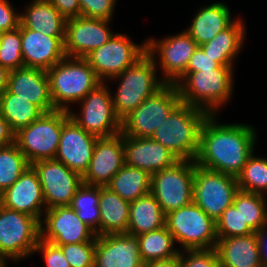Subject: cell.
Here are the masks:
<instances>
[{
    "label": "cell",
    "mask_w": 267,
    "mask_h": 267,
    "mask_svg": "<svg viewBox=\"0 0 267 267\" xmlns=\"http://www.w3.org/2000/svg\"><path fill=\"white\" fill-rule=\"evenodd\" d=\"M216 115H208L200 130L197 165L221 173L237 175L255 150L257 133L243 123L218 124Z\"/></svg>",
    "instance_id": "6da1fadb"
},
{
    "label": "cell",
    "mask_w": 267,
    "mask_h": 267,
    "mask_svg": "<svg viewBox=\"0 0 267 267\" xmlns=\"http://www.w3.org/2000/svg\"><path fill=\"white\" fill-rule=\"evenodd\" d=\"M233 66H219L197 72H185L174 84L182 103L217 115L218 108L232 97Z\"/></svg>",
    "instance_id": "7a4b0ae2"
},
{
    "label": "cell",
    "mask_w": 267,
    "mask_h": 267,
    "mask_svg": "<svg viewBox=\"0 0 267 267\" xmlns=\"http://www.w3.org/2000/svg\"><path fill=\"white\" fill-rule=\"evenodd\" d=\"M208 115L203 109L180 102L150 138L170 150L179 160L195 161L201 126Z\"/></svg>",
    "instance_id": "3957f363"
},
{
    "label": "cell",
    "mask_w": 267,
    "mask_h": 267,
    "mask_svg": "<svg viewBox=\"0 0 267 267\" xmlns=\"http://www.w3.org/2000/svg\"><path fill=\"white\" fill-rule=\"evenodd\" d=\"M50 96L54 108L69 111L70 103H78L101 83L85 58L65 56L47 70Z\"/></svg>",
    "instance_id": "277c9868"
},
{
    "label": "cell",
    "mask_w": 267,
    "mask_h": 267,
    "mask_svg": "<svg viewBox=\"0 0 267 267\" xmlns=\"http://www.w3.org/2000/svg\"><path fill=\"white\" fill-rule=\"evenodd\" d=\"M156 72L155 61L146 52L131 67L111 79L120 82L116 94L112 95V101L121 121L166 84L162 78H157Z\"/></svg>",
    "instance_id": "5b68a950"
},
{
    "label": "cell",
    "mask_w": 267,
    "mask_h": 267,
    "mask_svg": "<svg viewBox=\"0 0 267 267\" xmlns=\"http://www.w3.org/2000/svg\"><path fill=\"white\" fill-rule=\"evenodd\" d=\"M68 117V111L56 109L43 113L15 133L14 143L30 165L39 160L55 159L62 125Z\"/></svg>",
    "instance_id": "8992f818"
},
{
    "label": "cell",
    "mask_w": 267,
    "mask_h": 267,
    "mask_svg": "<svg viewBox=\"0 0 267 267\" xmlns=\"http://www.w3.org/2000/svg\"><path fill=\"white\" fill-rule=\"evenodd\" d=\"M165 225L183 250L216 246V222L193 202L166 214Z\"/></svg>",
    "instance_id": "52a82bcc"
},
{
    "label": "cell",
    "mask_w": 267,
    "mask_h": 267,
    "mask_svg": "<svg viewBox=\"0 0 267 267\" xmlns=\"http://www.w3.org/2000/svg\"><path fill=\"white\" fill-rule=\"evenodd\" d=\"M180 102L177 86L165 84L121 121V134L137 138L151 137Z\"/></svg>",
    "instance_id": "ba28073f"
},
{
    "label": "cell",
    "mask_w": 267,
    "mask_h": 267,
    "mask_svg": "<svg viewBox=\"0 0 267 267\" xmlns=\"http://www.w3.org/2000/svg\"><path fill=\"white\" fill-rule=\"evenodd\" d=\"M195 166L193 160H179L172 167L152 174L150 193L165 215L193 202Z\"/></svg>",
    "instance_id": "9c48e42d"
},
{
    "label": "cell",
    "mask_w": 267,
    "mask_h": 267,
    "mask_svg": "<svg viewBox=\"0 0 267 267\" xmlns=\"http://www.w3.org/2000/svg\"><path fill=\"white\" fill-rule=\"evenodd\" d=\"M40 222L33 216L0 205V253L17 262L34 254Z\"/></svg>",
    "instance_id": "30bf717a"
},
{
    "label": "cell",
    "mask_w": 267,
    "mask_h": 267,
    "mask_svg": "<svg viewBox=\"0 0 267 267\" xmlns=\"http://www.w3.org/2000/svg\"><path fill=\"white\" fill-rule=\"evenodd\" d=\"M238 190L235 176L206 169L196 164L192 190L193 203L215 222L233 204Z\"/></svg>",
    "instance_id": "8fae6325"
},
{
    "label": "cell",
    "mask_w": 267,
    "mask_h": 267,
    "mask_svg": "<svg viewBox=\"0 0 267 267\" xmlns=\"http://www.w3.org/2000/svg\"><path fill=\"white\" fill-rule=\"evenodd\" d=\"M78 103L81 106L80 114L68 111L73 119L86 132L97 137H111L121 133V120L115 113L110 88L101 82Z\"/></svg>",
    "instance_id": "7c38bea8"
},
{
    "label": "cell",
    "mask_w": 267,
    "mask_h": 267,
    "mask_svg": "<svg viewBox=\"0 0 267 267\" xmlns=\"http://www.w3.org/2000/svg\"><path fill=\"white\" fill-rule=\"evenodd\" d=\"M146 51V41L138 45L127 35L115 33L108 42L93 50L85 59L98 79L104 82L131 67Z\"/></svg>",
    "instance_id": "4fadbf2b"
},
{
    "label": "cell",
    "mask_w": 267,
    "mask_h": 267,
    "mask_svg": "<svg viewBox=\"0 0 267 267\" xmlns=\"http://www.w3.org/2000/svg\"><path fill=\"white\" fill-rule=\"evenodd\" d=\"M31 166L40 180L46 210L71 204L76 190L83 183L79 173L56 159L35 161Z\"/></svg>",
    "instance_id": "5bb4252c"
},
{
    "label": "cell",
    "mask_w": 267,
    "mask_h": 267,
    "mask_svg": "<svg viewBox=\"0 0 267 267\" xmlns=\"http://www.w3.org/2000/svg\"><path fill=\"white\" fill-rule=\"evenodd\" d=\"M146 45V52L153 57L157 67L160 65L166 84H174L185 73L189 60L198 47L195 40L184 30L163 40L147 39ZM157 54L159 60L155 59Z\"/></svg>",
    "instance_id": "9a60e30c"
},
{
    "label": "cell",
    "mask_w": 267,
    "mask_h": 267,
    "mask_svg": "<svg viewBox=\"0 0 267 267\" xmlns=\"http://www.w3.org/2000/svg\"><path fill=\"white\" fill-rule=\"evenodd\" d=\"M40 222V238L55 245L94 241L95 232L81 221L69 206L47 209ZM45 226V227H44Z\"/></svg>",
    "instance_id": "2e32d148"
},
{
    "label": "cell",
    "mask_w": 267,
    "mask_h": 267,
    "mask_svg": "<svg viewBox=\"0 0 267 267\" xmlns=\"http://www.w3.org/2000/svg\"><path fill=\"white\" fill-rule=\"evenodd\" d=\"M111 20L77 16L66 20L64 52L68 57L85 58L108 42L114 33Z\"/></svg>",
    "instance_id": "e0dca14e"
},
{
    "label": "cell",
    "mask_w": 267,
    "mask_h": 267,
    "mask_svg": "<svg viewBox=\"0 0 267 267\" xmlns=\"http://www.w3.org/2000/svg\"><path fill=\"white\" fill-rule=\"evenodd\" d=\"M99 137L86 132L68 117L63 125L55 159L81 176L88 170L95 143Z\"/></svg>",
    "instance_id": "ac0fdd59"
},
{
    "label": "cell",
    "mask_w": 267,
    "mask_h": 267,
    "mask_svg": "<svg viewBox=\"0 0 267 267\" xmlns=\"http://www.w3.org/2000/svg\"><path fill=\"white\" fill-rule=\"evenodd\" d=\"M124 164V135L119 133L98 138L82 181L88 185L105 187Z\"/></svg>",
    "instance_id": "d6986e66"
},
{
    "label": "cell",
    "mask_w": 267,
    "mask_h": 267,
    "mask_svg": "<svg viewBox=\"0 0 267 267\" xmlns=\"http://www.w3.org/2000/svg\"><path fill=\"white\" fill-rule=\"evenodd\" d=\"M0 205L29 214L39 222L43 220V213L46 210L45 200L40 180L31 165L0 194Z\"/></svg>",
    "instance_id": "ffe728a7"
},
{
    "label": "cell",
    "mask_w": 267,
    "mask_h": 267,
    "mask_svg": "<svg viewBox=\"0 0 267 267\" xmlns=\"http://www.w3.org/2000/svg\"><path fill=\"white\" fill-rule=\"evenodd\" d=\"M137 236L127 233L96 238L94 267H143Z\"/></svg>",
    "instance_id": "44dd1931"
},
{
    "label": "cell",
    "mask_w": 267,
    "mask_h": 267,
    "mask_svg": "<svg viewBox=\"0 0 267 267\" xmlns=\"http://www.w3.org/2000/svg\"><path fill=\"white\" fill-rule=\"evenodd\" d=\"M65 36H48L21 25V46L24 67L48 70L61 61Z\"/></svg>",
    "instance_id": "7402d4cb"
},
{
    "label": "cell",
    "mask_w": 267,
    "mask_h": 267,
    "mask_svg": "<svg viewBox=\"0 0 267 267\" xmlns=\"http://www.w3.org/2000/svg\"><path fill=\"white\" fill-rule=\"evenodd\" d=\"M125 164L149 172L172 167L179 159L166 147L150 137L137 138L124 135Z\"/></svg>",
    "instance_id": "603a6c76"
},
{
    "label": "cell",
    "mask_w": 267,
    "mask_h": 267,
    "mask_svg": "<svg viewBox=\"0 0 267 267\" xmlns=\"http://www.w3.org/2000/svg\"><path fill=\"white\" fill-rule=\"evenodd\" d=\"M7 90L38 106L44 113L56 110L51 100L46 70L21 67L9 73Z\"/></svg>",
    "instance_id": "cb8c5ba5"
},
{
    "label": "cell",
    "mask_w": 267,
    "mask_h": 267,
    "mask_svg": "<svg viewBox=\"0 0 267 267\" xmlns=\"http://www.w3.org/2000/svg\"><path fill=\"white\" fill-rule=\"evenodd\" d=\"M215 250L220 267H262L256 232L218 238Z\"/></svg>",
    "instance_id": "d4e9b609"
},
{
    "label": "cell",
    "mask_w": 267,
    "mask_h": 267,
    "mask_svg": "<svg viewBox=\"0 0 267 267\" xmlns=\"http://www.w3.org/2000/svg\"><path fill=\"white\" fill-rule=\"evenodd\" d=\"M230 8L223 2H215L201 7L193 17L190 27L185 31L198 46L212 40L219 32L228 28L236 19H232Z\"/></svg>",
    "instance_id": "484cf974"
},
{
    "label": "cell",
    "mask_w": 267,
    "mask_h": 267,
    "mask_svg": "<svg viewBox=\"0 0 267 267\" xmlns=\"http://www.w3.org/2000/svg\"><path fill=\"white\" fill-rule=\"evenodd\" d=\"M66 20L49 0H33L20 14L22 26L48 36H65Z\"/></svg>",
    "instance_id": "4316f807"
},
{
    "label": "cell",
    "mask_w": 267,
    "mask_h": 267,
    "mask_svg": "<svg viewBox=\"0 0 267 267\" xmlns=\"http://www.w3.org/2000/svg\"><path fill=\"white\" fill-rule=\"evenodd\" d=\"M237 18L228 28L200 47L220 66H233L245 40V24Z\"/></svg>",
    "instance_id": "83f0119b"
},
{
    "label": "cell",
    "mask_w": 267,
    "mask_h": 267,
    "mask_svg": "<svg viewBox=\"0 0 267 267\" xmlns=\"http://www.w3.org/2000/svg\"><path fill=\"white\" fill-rule=\"evenodd\" d=\"M130 202L100 186V235L127 233Z\"/></svg>",
    "instance_id": "f1b7e54d"
},
{
    "label": "cell",
    "mask_w": 267,
    "mask_h": 267,
    "mask_svg": "<svg viewBox=\"0 0 267 267\" xmlns=\"http://www.w3.org/2000/svg\"><path fill=\"white\" fill-rule=\"evenodd\" d=\"M165 218L160 204L148 193L130 202L127 234L139 236L164 227Z\"/></svg>",
    "instance_id": "f546056e"
},
{
    "label": "cell",
    "mask_w": 267,
    "mask_h": 267,
    "mask_svg": "<svg viewBox=\"0 0 267 267\" xmlns=\"http://www.w3.org/2000/svg\"><path fill=\"white\" fill-rule=\"evenodd\" d=\"M151 174L126 164L112 177L106 186L128 202H132L151 190Z\"/></svg>",
    "instance_id": "4dcf8cb0"
},
{
    "label": "cell",
    "mask_w": 267,
    "mask_h": 267,
    "mask_svg": "<svg viewBox=\"0 0 267 267\" xmlns=\"http://www.w3.org/2000/svg\"><path fill=\"white\" fill-rule=\"evenodd\" d=\"M0 113L11 130L16 133L37 120L44 112L27 99L10 93L6 89L0 95Z\"/></svg>",
    "instance_id": "1f68e13d"
},
{
    "label": "cell",
    "mask_w": 267,
    "mask_h": 267,
    "mask_svg": "<svg viewBox=\"0 0 267 267\" xmlns=\"http://www.w3.org/2000/svg\"><path fill=\"white\" fill-rule=\"evenodd\" d=\"M139 240V253L143 263L158 260H167L179 255L173 235L166 225L159 229L141 234Z\"/></svg>",
    "instance_id": "d6a6232c"
},
{
    "label": "cell",
    "mask_w": 267,
    "mask_h": 267,
    "mask_svg": "<svg viewBox=\"0 0 267 267\" xmlns=\"http://www.w3.org/2000/svg\"><path fill=\"white\" fill-rule=\"evenodd\" d=\"M100 186L82 183L69 205L78 218L100 235Z\"/></svg>",
    "instance_id": "836d02e7"
},
{
    "label": "cell",
    "mask_w": 267,
    "mask_h": 267,
    "mask_svg": "<svg viewBox=\"0 0 267 267\" xmlns=\"http://www.w3.org/2000/svg\"><path fill=\"white\" fill-rule=\"evenodd\" d=\"M267 197L261 194L238 190L233 206L239 208L244 223L256 232L267 225Z\"/></svg>",
    "instance_id": "e575fe53"
},
{
    "label": "cell",
    "mask_w": 267,
    "mask_h": 267,
    "mask_svg": "<svg viewBox=\"0 0 267 267\" xmlns=\"http://www.w3.org/2000/svg\"><path fill=\"white\" fill-rule=\"evenodd\" d=\"M254 152L248 157L236 180L239 190L267 195V158L255 157Z\"/></svg>",
    "instance_id": "d590c367"
},
{
    "label": "cell",
    "mask_w": 267,
    "mask_h": 267,
    "mask_svg": "<svg viewBox=\"0 0 267 267\" xmlns=\"http://www.w3.org/2000/svg\"><path fill=\"white\" fill-rule=\"evenodd\" d=\"M30 166L15 143L0 147V194Z\"/></svg>",
    "instance_id": "8d00e7d4"
},
{
    "label": "cell",
    "mask_w": 267,
    "mask_h": 267,
    "mask_svg": "<svg viewBox=\"0 0 267 267\" xmlns=\"http://www.w3.org/2000/svg\"><path fill=\"white\" fill-rule=\"evenodd\" d=\"M0 65L9 71L24 67L21 24L17 29L0 33Z\"/></svg>",
    "instance_id": "74e56055"
},
{
    "label": "cell",
    "mask_w": 267,
    "mask_h": 267,
    "mask_svg": "<svg viewBox=\"0 0 267 267\" xmlns=\"http://www.w3.org/2000/svg\"><path fill=\"white\" fill-rule=\"evenodd\" d=\"M255 231L244 223L239 208L230 205L216 221L217 238L246 236Z\"/></svg>",
    "instance_id": "f35d334b"
},
{
    "label": "cell",
    "mask_w": 267,
    "mask_h": 267,
    "mask_svg": "<svg viewBox=\"0 0 267 267\" xmlns=\"http://www.w3.org/2000/svg\"><path fill=\"white\" fill-rule=\"evenodd\" d=\"M58 246L69 262L70 267H94L96 239L94 241Z\"/></svg>",
    "instance_id": "ab89813d"
},
{
    "label": "cell",
    "mask_w": 267,
    "mask_h": 267,
    "mask_svg": "<svg viewBox=\"0 0 267 267\" xmlns=\"http://www.w3.org/2000/svg\"><path fill=\"white\" fill-rule=\"evenodd\" d=\"M179 267H220L219 257L215 248L186 249L179 252Z\"/></svg>",
    "instance_id": "60d3db41"
},
{
    "label": "cell",
    "mask_w": 267,
    "mask_h": 267,
    "mask_svg": "<svg viewBox=\"0 0 267 267\" xmlns=\"http://www.w3.org/2000/svg\"><path fill=\"white\" fill-rule=\"evenodd\" d=\"M117 0H79L80 16L111 20Z\"/></svg>",
    "instance_id": "b9f144b4"
},
{
    "label": "cell",
    "mask_w": 267,
    "mask_h": 267,
    "mask_svg": "<svg viewBox=\"0 0 267 267\" xmlns=\"http://www.w3.org/2000/svg\"><path fill=\"white\" fill-rule=\"evenodd\" d=\"M42 252L46 267H70L58 245L39 238L34 253Z\"/></svg>",
    "instance_id": "7bdbcfd3"
},
{
    "label": "cell",
    "mask_w": 267,
    "mask_h": 267,
    "mask_svg": "<svg viewBox=\"0 0 267 267\" xmlns=\"http://www.w3.org/2000/svg\"><path fill=\"white\" fill-rule=\"evenodd\" d=\"M20 13H16L9 0H0V33L17 29Z\"/></svg>",
    "instance_id": "ee69618b"
},
{
    "label": "cell",
    "mask_w": 267,
    "mask_h": 267,
    "mask_svg": "<svg viewBox=\"0 0 267 267\" xmlns=\"http://www.w3.org/2000/svg\"><path fill=\"white\" fill-rule=\"evenodd\" d=\"M220 65L212 58L210 55H207L205 51L198 46L194 51V54L189 60L187 69L185 72H197L207 69H216Z\"/></svg>",
    "instance_id": "f6af8a7d"
},
{
    "label": "cell",
    "mask_w": 267,
    "mask_h": 267,
    "mask_svg": "<svg viewBox=\"0 0 267 267\" xmlns=\"http://www.w3.org/2000/svg\"><path fill=\"white\" fill-rule=\"evenodd\" d=\"M53 6L66 18L80 16L79 0H49Z\"/></svg>",
    "instance_id": "bcb514c9"
},
{
    "label": "cell",
    "mask_w": 267,
    "mask_h": 267,
    "mask_svg": "<svg viewBox=\"0 0 267 267\" xmlns=\"http://www.w3.org/2000/svg\"><path fill=\"white\" fill-rule=\"evenodd\" d=\"M15 133L11 130L8 122L0 113V147L8 146L14 143Z\"/></svg>",
    "instance_id": "7dc6e473"
},
{
    "label": "cell",
    "mask_w": 267,
    "mask_h": 267,
    "mask_svg": "<svg viewBox=\"0 0 267 267\" xmlns=\"http://www.w3.org/2000/svg\"><path fill=\"white\" fill-rule=\"evenodd\" d=\"M267 225L256 231L262 267H267Z\"/></svg>",
    "instance_id": "c3c4849f"
},
{
    "label": "cell",
    "mask_w": 267,
    "mask_h": 267,
    "mask_svg": "<svg viewBox=\"0 0 267 267\" xmlns=\"http://www.w3.org/2000/svg\"><path fill=\"white\" fill-rule=\"evenodd\" d=\"M143 267H179V255L167 260L150 261L144 263Z\"/></svg>",
    "instance_id": "681fc988"
},
{
    "label": "cell",
    "mask_w": 267,
    "mask_h": 267,
    "mask_svg": "<svg viewBox=\"0 0 267 267\" xmlns=\"http://www.w3.org/2000/svg\"><path fill=\"white\" fill-rule=\"evenodd\" d=\"M9 73L7 68L0 65V95L7 89Z\"/></svg>",
    "instance_id": "f907efd6"
},
{
    "label": "cell",
    "mask_w": 267,
    "mask_h": 267,
    "mask_svg": "<svg viewBox=\"0 0 267 267\" xmlns=\"http://www.w3.org/2000/svg\"><path fill=\"white\" fill-rule=\"evenodd\" d=\"M8 260H9V258L6 255L0 253V267H7L6 261H8Z\"/></svg>",
    "instance_id": "816d5d0a"
}]
</instances>
